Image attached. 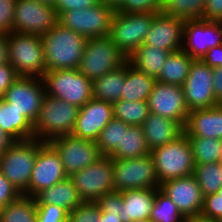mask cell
I'll return each instance as SVG.
<instances>
[{
	"instance_id": "1",
	"label": "cell",
	"mask_w": 222,
	"mask_h": 222,
	"mask_svg": "<svg viewBox=\"0 0 222 222\" xmlns=\"http://www.w3.org/2000/svg\"><path fill=\"white\" fill-rule=\"evenodd\" d=\"M47 71L78 69L87 38L57 23L41 36Z\"/></svg>"
},
{
	"instance_id": "2",
	"label": "cell",
	"mask_w": 222,
	"mask_h": 222,
	"mask_svg": "<svg viewBox=\"0 0 222 222\" xmlns=\"http://www.w3.org/2000/svg\"><path fill=\"white\" fill-rule=\"evenodd\" d=\"M79 108L45 94L39 115L33 125L34 138L43 142L72 134Z\"/></svg>"
},
{
	"instance_id": "3",
	"label": "cell",
	"mask_w": 222,
	"mask_h": 222,
	"mask_svg": "<svg viewBox=\"0 0 222 222\" xmlns=\"http://www.w3.org/2000/svg\"><path fill=\"white\" fill-rule=\"evenodd\" d=\"M9 63L19 77L43 78L47 67L41 36L18 33L8 34Z\"/></svg>"
},
{
	"instance_id": "4",
	"label": "cell",
	"mask_w": 222,
	"mask_h": 222,
	"mask_svg": "<svg viewBox=\"0 0 222 222\" xmlns=\"http://www.w3.org/2000/svg\"><path fill=\"white\" fill-rule=\"evenodd\" d=\"M43 143V141L35 138L15 141L0 156L1 173L22 195L27 197L28 186L35 165L37 152Z\"/></svg>"
},
{
	"instance_id": "5",
	"label": "cell",
	"mask_w": 222,
	"mask_h": 222,
	"mask_svg": "<svg viewBox=\"0 0 222 222\" xmlns=\"http://www.w3.org/2000/svg\"><path fill=\"white\" fill-rule=\"evenodd\" d=\"M159 184L194 173L195 161L188 137L183 133L176 140L150 151Z\"/></svg>"
},
{
	"instance_id": "6",
	"label": "cell",
	"mask_w": 222,
	"mask_h": 222,
	"mask_svg": "<svg viewBox=\"0 0 222 222\" xmlns=\"http://www.w3.org/2000/svg\"><path fill=\"white\" fill-rule=\"evenodd\" d=\"M126 62L127 57L108 36L87 38L77 70L93 82L106 73L117 70Z\"/></svg>"
},
{
	"instance_id": "7",
	"label": "cell",
	"mask_w": 222,
	"mask_h": 222,
	"mask_svg": "<svg viewBox=\"0 0 222 222\" xmlns=\"http://www.w3.org/2000/svg\"><path fill=\"white\" fill-rule=\"evenodd\" d=\"M159 12H115L108 37L128 58L143 44L153 19Z\"/></svg>"
},
{
	"instance_id": "8",
	"label": "cell",
	"mask_w": 222,
	"mask_h": 222,
	"mask_svg": "<svg viewBox=\"0 0 222 222\" xmlns=\"http://www.w3.org/2000/svg\"><path fill=\"white\" fill-rule=\"evenodd\" d=\"M46 94L83 107L93 98V82L77 69L46 71L43 77Z\"/></svg>"
},
{
	"instance_id": "9",
	"label": "cell",
	"mask_w": 222,
	"mask_h": 222,
	"mask_svg": "<svg viewBox=\"0 0 222 222\" xmlns=\"http://www.w3.org/2000/svg\"><path fill=\"white\" fill-rule=\"evenodd\" d=\"M116 10L101 3L93 7L68 10L58 15V23L86 38L109 35L111 22Z\"/></svg>"
},
{
	"instance_id": "10",
	"label": "cell",
	"mask_w": 222,
	"mask_h": 222,
	"mask_svg": "<svg viewBox=\"0 0 222 222\" xmlns=\"http://www.w3.org/2000/svg\"><path fill=\"white\" fill-rule=\"evenodd\" d=\"M115 191L160 188L151 154L132 159H113Z\"/></svg>"
},
{
	"instance_id": "11",
	"label": "cell",
	"mask_w": 222,
	"mask_h": 222,
	"mask_svg": "<svg viewBox=\"0 0 222 222\" xmlns=\"http://www.w3.org/2000/svg\"><path fill=\"white\" fill-rule=\"evenodd\" d=\"M83 201L96 202L100 197L115 191L113 158L102 156L97 162L69 177Z\"/></svg>"
},
{
	"instance_id": "12",
	"label": "cell",
	"mask_w": 222,
	"mask_h": 222,
	"mask_svg": "<svg viewBox=\"0 0 222 222\" xmlns=\"http://www.w3.org/2000/svg\"><path fill=\"white\" fill-rule=\"evenodd\" d=\"M58 23V14L53 5L36 0H17L13 16V31L45 35Z\"/></svg>"
},
{
	"instance_id": "13",
	"label": "cell",
	"mask_w": 222,
	"mask_h": 222,
	"mask_svg": "<svg viewBox=\"0 0 222 222\" xmlns=\"http://www.w3.org/2000/svg\"><path fill=\"white\" fill-rule=\"evenodd\" d=\"M49 143L60 155L68 177L94 164L102 157L95 141L80 139L72 134L54 138Z\"/></svg>"
},
{
	"instance_id": "14",
	"label": "cell",
	"mask_w": 222,
	"mask_h": 222,
	"mask_svg": "<svg viewBox=\"0 0 222 222\" xmlns=\"http://www.w3.org/2000/svg\"><path fill=\"white\" fill-rule=\"evenodd\" d=\"M45 94L43 78L18 77L2 98L34 125Z\"/></svg>"
},
{
	"instance_id": "15",
	"label": "cell",
	"mask_w": 222,
	"mask_h": 222,
	"mask_svg": "<svg viewBox=\"0 0 222 222\" xmlns=\"http://www.w3.org/2000/svg\"><path fill=\"white\" fill-rule=\"evenodd\" d=\"M182 87L190 111L221 104L213 94V68L201 59H194Z\"/></svg>"
},
{
	"instance_id": "16",
	"label": "cell",
	"mask_w": 222,
	"mask_h": 222,
	"mask_svg": "<svg viewBox=\"0 0 222 222\" xmlns=\"http://www.w3.org/2000/svg\"><path fill=\"white\" fill-rule=\"evenodd\" d=\"M67 177L60 155L49 142H44L37 152L28 186V197L34 198L42 190Z\"/></svg>"
},
{
	"instance_id": "17",
	"label": "cell",
	"mask_w": 222,
	"mask_h": 222,
	"mask_svg": "<svg viewBox=\"0 0 222 222\" xmlns=\"http://www.w3.org/2000/svg\"><path fill=\"white\" fill-rule=\"evenodd\" d=\"M147 102L151 113L175 120L185 127L190 110L182 86L156 81Z\"/></svg>"
},
{
	"instance_id": "18",
	"label": "cell",
	"mask_w": 222,
	"mask_h": 222,
	"mask_svg": "<svg viewBox=\"0 0 222 222\" xmlns=\"http://www.w3.org/2000/svg\"><path fill=\"white\" fill-rule=\"evenodd\" d=\"M222 44V22L191 20L183 27L182 50L193 59H202L206 52Z\"/></svg>"
},
{
	"instance_id": "19",
	"label": "cell",
	"mask_w": 222,
	"mask_h": 222,
	"mask_svg": "<svg viewBox=\"0 0 222 222\" xmlns=\"http://www.w3.org/2000/svg\"><path fill=\"white\" fill-rule=\"evenodd\" d=\"M159 189L171 199L186 218L201 214L204 197L193 174L167 180L160 184Z\"/></svg>"
},
{
	"instance_id": "20",
	"label": "cell",
	"mask_w": 222,
	"mask_h": 222,
	"mask_svg": "<svg viewBox=\"0 0 222 222\" xmlns=\"http://www.w3.org/2000/svg\"><path fill=\"white\" fill-rule=\"evenodd\" d=\"M113 119V105L92 98L79 108L73 136L96 141L103 128Z\"/></svg>"
},
{
	"instance_id": "21",
	"label": "cell",
	"mask_w": 222,
	"mask_h": 222,
	"mask_svg": "<svg viewBox=\"0 0 222 222\" xmlns=\"http://www.w3.org/2000/svg\"><path fill=\"white\" fill-rule=\"evenodd\" d=\"M184 20L159 12L146 34L144 45L170 52L182 49Z\"/></svg>"
},
{
	"instance_id": "22",
	"label": "cell",
	"mask_w": 222,
	"mask_h": 222,
	"mask_svg": "<svg viewBox=\"0 0 222 222\" xmlns=\"http://www.w3.org/2000/svg\"><path fill=\"white\" fill-rule=\"evenodd\" d=\"M184 133L187 137L222 139V104L190 111Z\"/></svg>"
},
{
	"instance_id": "23",
	"label": "cell",
	"mask_w": 222,
	"mask_h": 222,
	"mask_svg": "<svg viewBox=\"0 0 222 222\" xmlns=\"http://www.w3.org/2000/svg\"><path fill=\"white\" fill-rule=\"evenodd\" d=\"M141 128L150 151L176 140L184 133V127L177 121L151 112Z\"/></svg>"
},
{
	"instance_id": "24",
	"label": "cell",
	"mask_w": 222,
	"mask_h": 222,
	"mask_svg": "<svg viewBox=\"0 0 222 222\" xmlns=\"http://www.w3.org/2000/svg\"><path fill=\"white\" fill-rule=\"evenodd\" d=\"M158 189L141 188L121 191L123 204L121 205L120 219L122 222L150 219Z\"/></svg>"
},
{
	"instance_id": "25",
	"label": "cell",
	"mask_w": 222,
	"mask_h": 222,
	"mask_svg": "<svg viewBox=\"0 0 222 222\" xmlns=\"http://www.w3.org/2000/svg\"><path fill=\"white\" fill-rule=\"evenodd\" d=\"M34 198L36 204L57 205L67 212L72 211L83 202L69 177L42 190Z\"/></svg>"
},
{
	"instance_id": "26",
	"label": "cell",
	"mask_w": 222,
	"mask_h": 222,
	"mask_svg": "<svg viewBox=\"0 0 222 222\" xmlns=\"http://www.w3.org/2000/svg\"><path fill=\"white\" fill-rule=\"evenodd\" d=\"M0 126L15 141L34 138L33 124L3 98L0 99Z\"/></svg>"
},
{
	"instance_id": "27",
	"label": "cell",
	"mask_w": 222,
	"mask_h": 222,
	"mask_svg": "<svg viewBox=\"0 0 222 222\" xmlns=\"http://www.w3.org/2000/svg\"><path fill=\"white\" fill-rule=\"evenodd\" d=\"M155 82L154 77L148 76L127 61L121 99L128 102L147 101Z\"/></svg>"
},
{
	"instance_id": "28",
	"label": "cell",
	"mask_w": 222,
	"mask_h": 222,
	"mask_svg": "<svg viewBox=\"0 0 222 222\" xmlns=\"http://www.w3.org/2000/svg\"><path fill=\"white\" fill-rule=\"evenodd\" d=\"M170 51L155 46L140 45L139 48L127 58V61L148 76L157 79Z\"/></svg>"
},
{
	"instance_id": "29",
	"label": "cell",
	"mask_w": 222,
	"mask_h": 222,
	"mask_svg": "<svg viewBox=\"0 0 222 222\" xmlns=\"http://www.w3.org/2000/svg\"><path fill=\"white\" fill-rule=\"evenodd\" d=\"M193 61L194 59L182 49L171 52L164 62L156 81L164 84L183 86Z\"/></svg>"
},
{
	"instance_id": "30",
	"label": "cell",
	"mask_w": 222,
	"mask_h": 222,
	"mask_svg": "<svg viewBox=\"0 0 222 222\" xmlns=\"http://www.w3.org/2000/svg\"><path fill=\"white\" fill-rule=\"evenodd\" d=\"M126 77V63L117 70L108 72L93 81V98L115 103L121 99Z\"/></svg>"
},
{
	"instance_id": "31",
	"label": "cell",
	"mask_w": 222,
	"mask_h": 222,
	"mask_svg": "<svg viewBox=\"0 0 222 222\" xmlns=\"http://www.w3.org/2000/svg\"><path fill=\"white\" fill-rule=\"evenodd\" d=\"M150 154L141 126L122 128L121 147L110 156L113 159H132Z\"/></svg>"
},
{
	"instance_id": "32",
	"label": "cell",
	"mask_w": 222,
	"mask_h": 222,
	"mask_svg": "<svg viewBox=\"0 0 222 222\" xmlns=\"http://www.w3.org/2000/svg\"><path fill=\"white\" fill-rule=\"evenodd\" d=\"M0 222H37L35 198L22 195L18 200L4 206Z\"/></svg>"
},
{
	"instance_id": "33",
	"label": "cell",
	"mask_w": 222,
	"mask_h": 222,
	"mask_svg": "<svg viewBox=\"0 0 222 222\" xmlns=\"http://www.w3.org/2000/svg\"><path fill=\"white\" fill-rule=\"evenodd\" d=\"M113 105V118L130 126H141L150 114L147 101H125L120 99Z\"/></svg>"
},
{
	"instance_id": "34",
	"label": "cell",
	"mask_w": 222,
	"mask_h": 222,
	"mask_svg": "<svg viewBox=\"0 0 222 222\" xmlns=\"http://www.w3.org/2000/svg\"><path fill=\"white\" fill-rule=\"evenodd\" d=\"M195 164L218 163L222 159V139L188 137Z\"/></svg>"
},
{
	"instance_id": "35",
	"label": "cell",
	"mask_w": 222,
	"mask_h": 222,
	"mask_svg": "<svg viewBox=\"0 0 222 222\" xmlns=\"http://www.w3.org/2000/svg\"><path fill=\"white\" fill-rule=\"evenodd\" d=\"M205 0H163L161 13L184 21L202 18Z\"/></svg>"
},
{
	"instance_id": "36",
	"label": "cell",
	"mask_w": 222,
	"mask_h": 222,
	"mask_svg": "<svg viewBox=\"0 0 222 222\" xmlns=\"http://www.w3.org/2000/svg\"><path fill=\"white\" fill-rule=\"evenodd\" d=\"M193 175L200 185L203 197L217 193L222 187V173L218 163L195 164Z\"/></svg>"
},
{
	"instance_id": "37",
	"label": "cell",
	"mask_w": 222,
	"mask_h": 222,
	"mask_svg": "<svg viewBox=\"0 0 222 222\" xmlns=\"http://www.w3.org/2000/svg\"><path fill=\"white\" fill-rule=\"evenodd\" d=\"M129 127L130 125L123 121L113 118L103 128L95 141L102 156L110 157L115 152L116 147H121L122 128Z\"/></svg>"
},
{
	"instance_id": "38",
	"label": "cell",
	"mask_w": 222,
	"mask_h": 222,
	"mask_svg": "<svg viewBox=\"0 0 222 222\" xmlns=\"http://www.w3.org/2000/svg\"><path fill=\"white\" fill-rule=\"evenodd\" d=\"M184 218L171 199L158 189L150 215L151 222H181Z\"/></svg>"
},
{
	"instance_id": "39",
	"label": "cell",
	"mask_w": 222,
	"mask_h": 222,
	"mask_svg": "<svg viewBox=\"0 0 222 222\" xmlns=\"http://www.w3.org/2000/svg\"><path fill=\"white\" fill-rule=\"evenodd\" d=\"M101 209L97 202L83 201L68 212L67 222H100Z\"/></svg>"
},
{
	"instance_id": "40",
	"label": "cell",
	"mask_w": 222,
	"mask_h": 222,
	"mask_svg": "<svg viewBox=\"0 0 222 222\" xmlns=\"http://www.w3.org/2000/svg\"><path fill=\"white\" fill-rule=\"evenodd\" d=\"M163 0H123L116 9L121 13L160 12Z\"/></svg>"
},
{
	"instance_id": "41",
	"label": "cell",
	"mask_w": 222,
	"mask_h": 222,
	"mask_svg": "<svg viewBox=\"0 0 222 222\" xmlns=\"http://www.w3.org/2000/svg\"><path fill=\"white\" fill-rule=\"evenodd\" d=\"M37 222H67L68 212L57 205L36 204Z\"/></svg>"
},
{
	"instance_id": "42",
	"label": "cell",
	"mask_w": 222,
	"mask_h": 222,
	"mask_svg": "<svg viewBox=\"0 0 222 222\" xmlns=\"http://www.w3.org/2000/svg\"><path fill=\"white\" fill-rule=\"evenodd\" d=\"M201 215L222 221V187L217 193L204 196Z\"/></svg>"
},
{
	"instance_id": "43",
	"label": "cell",
	"mask_w": 222,
	"mask_h": 222,
	"mask_svg": "<svg viewBox=\"0 0 222 222\" xmlns=\"http://www.w3.org/2000/svg\"><path fill=\"white\" fill-rule=\"evenodd\" d=\"M17 0H0V33L13 31V16Z\"/></svg>"
},
{
	"instance_id": "44",
	"label": "cell",
	"mask_w": 222,
	"mask_h": 222,
	"mask_svg": "<svg viewBox=\"0 0 222 222\" xmlns=\"http://www.w3.org/2000/svg\"><path fill=\"white\" fill-rule=\"evenodd\" d=\"M96 202L99 204L101 212L121 214V205L123 204V201L122 194L119 191L107 193L103 197H100Z\"/></svg>"
},
{
	"instance_id": "45",
	"label": "cell",
	"mask_w": 222,
	"mask_h": 222,
	"mask_svg": "<svg viewBox=\"0 0 222 222\" xmlns=\"http://www.w3.org/2000/svg\"><path fill=\"white\" fill-rule=\"evenodd\" d=\"M21 196L19 190L0 171V203L6 206Z\"/></svg>"
},
{
	"instance_id": "46",
	"label": "cell",
	"mask_w": 222,
	"mask_h": 222,
	"mask_svg": "<svg viewBox=\"0 0 222 222\" xmlns=\"http://www.w3.org/2000/svg\"><path fill=\"white\" fill-rule=\"evenodd\" d=\"M98 3L99 0H57L54 7L59 15L60 13L68 10L93 7Z\"/></svg>"
},
{
	"instance_id": "47",
	"label": "cell",
	"mask_w": 222,
	"mask_h": 222,
	"mask_svg": "<svg viewBox=\"0 0 222 222\" xmlns=\"http://www.w3.org/2000/svg\"><path fill=\"white\" fill-rule=\"evenodd\" d=\"M201 20L222 22V0H205Z\"/></svg>"
},
{
	"instance_id": "48",
	"label": "cell",
	"mask_w": 222,
	"mask_h": 222,
	"mask_svg": "<svg viewBox=\"0 0 222 222\" xmlns=\"http://www.w3.org/2000/svg\"><path fill=\"white\" fill-rule=\"evenodd\" d=\"M18 77L14 67L9 62L0 64V95L2 97Z\"/></svg>"
},
{
	"instance_id": "49",
	"label": "cell",
	"mask_w": 222,
	"mask_h": 222,
	"mask_svg": "<svg viewBox=\"0 0 222 222\" xmlns=\"http://www.w3.org/2000/svg\"><path fill=\"white\" fill-rule=\"evenodd\" d=\"M211 68L222 66V44L209 49L201 59Z\"/></svg>"
},
{
	"instance_id": "50",
	"label": "cell",
	"mask_w": 222,
	"mask_h": 222,
	"mask_svg": "<svg viewBox=\"0 0 222 222\" xmlns=\"http://www.w3.org/2000/svg\"><path fill=\"white\" fill-rule=\"evenodd\" d=\"M213 94L214 97L222 102V66L213 68Z\"/></svg>"
},
{
	"instance_id": "51",
	"label": "cell",
	"mask_w": 222,
	"mask_h": 222,
	"mask_svg": "<svg viewBox=\"0 0 222 222\" xmlns=\"http://www.w3.org/2000/svg\"><path fill=\"white\" fill-rule=\"evenodd\" d=\"M8 34L0 33V64L9 62Z\"/></svg>"
},
{
	"instance_id": "52",
	"label": "cell",
	"mask_w": 222,
	"mask_h": 222,
	"mask_svg": "<svg viewBox=\"0 0 222 222\" xmlns=\"http://www.w3.org/2000/svg\"><path fill=\"white\" fill-rule=\"evenodd\" d=\"M15 142L0 126V156Z\"/></svg>"
},
{
	"instance_id": "53",
	"label": "cell",
	"mask_w": 222,
	"mask_h": 222,
	"mask_svg": "<svg viewBox=\"0 0 222 222\" xmlns=\"http://www.w3.org/2000/svg\"><path fill=\"white\" fill-rule=\"evenodd\" d=\"M100 222H122L120 214L114 212H101Z\"/></svg>"
},
{
	"instance_id": "54",
	"label": "cell",
	"mask_w": 222,
	"mask_h": 222,
	"mask_svg": "<svg viewBox=\"0 0 222 222\" xmlns=\"http://www.w3.org/2000/svg\"><path fill=\"white\" fill-rule=\"evenodd\" d=\"M188 222H221V221H217L212 218H207L200 214V215L188 217Z\"/></svg>"
},
{
	"instance_id": "55",
	"label": "cell",
	"mask_w": 222,
	"mask_h": 222,
	"mask_svg": "<svg viewBox=\"0 0 222 222\" xmlns=\"http://www.w3.org/2000/svg\"><path fill=\"white\" fill-rule=\"evenodd\" d=\"M123 0H99V3L110 6L115 10L122 4Z\"/></svg>"
},
{
	"instance_id": "56",
	"label": "cell",
	"mask_w": 222,
	"mask_h": 222,
	"mask_svg": "<svg viewBox=\"0 0 222 222\" xmlns=\"http://www.w3.org/2000/svg\"><path fill=\"white\" fill-rule=\"evenodd\" d=\"M36 1H39L41 3H45V4H48V5H53L55 6V3L57 0H36Z\"/></svg>"
},
{
	"instance_id": "57",
	"label": "cell",
	"mask_w": 222,
	"mask_h": 222,
	"mask_svg": "<svg viewBox=\"0 0 222 222\" xmlns=\"http://www.w3.org/2000/svg\"><path fill=\"white\" fill-rule=\"evenodd\" d=\"M218 164H219L220 171L222 173V159L218 162Z\"/></svg>"
},
{
	"instance_id": "58",
	"label": "cell",
	"mask_w": 222,
	"mask_h": 222,
	"mask_svg": "<svg viewBox=\"0 0 222 222\" xmlns=\"http://www.w3.org/2000/svg\"><path fill=\"white\" fill-rule=\"evenodd\" d=\"M3 208H4V205L0 203V217H1V213L3 212Z\"/></svg>"
},
{
	"instance_id": "59",
	"label": "cell",
	"mask_w": 222,
	"mask_h": 222,
	"mask_svg": "<svg viewBox=\"0 0 222 222\" xmlns=\"http://www.w3.org/2000/svg\"><path fill=\"white\" fill-rule=\"evenodd\" d=\"M136 222H151L150 219H144V220H140V221H136Z\"/></svg>"
},
{
	"instance_id": "60",
	"label": "cell",
	"mask_w": 222,
	"mask_h": 222,
	"mask_svg": "<svg viewBox=\"0 0 222 222\" xmlns=\"http://www.w3.org/2000/svg\"><path fill=\"white\" fill-rule=\"evenodd\" d=\"M181 222H188V218H184Z\"/></svg>"
}]
</instances>
